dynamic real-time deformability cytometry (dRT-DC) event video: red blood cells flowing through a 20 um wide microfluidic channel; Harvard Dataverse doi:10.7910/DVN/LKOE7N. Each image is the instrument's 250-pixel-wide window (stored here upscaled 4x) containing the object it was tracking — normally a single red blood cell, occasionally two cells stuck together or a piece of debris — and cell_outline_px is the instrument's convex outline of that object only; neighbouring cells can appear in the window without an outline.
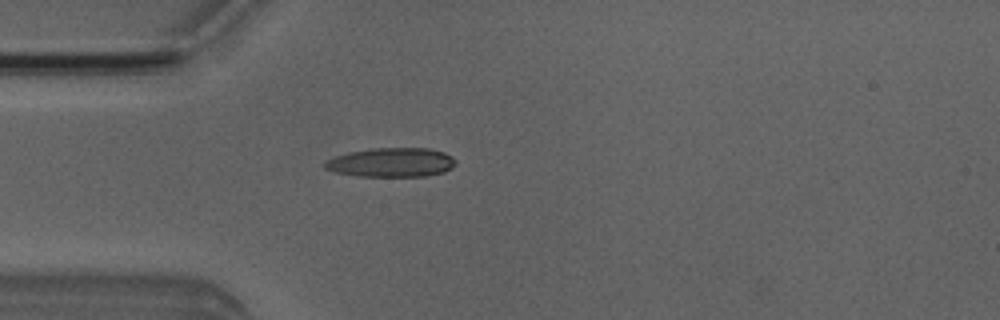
{"species": "Egyptian fruit bat (a non-hibernating species)", "species_latin": "Rousettus aegyptiacus", "temperature_condition": "room temperature", "stored_images_in_passage": 3, "camera_frame_rate_fps": 3000, "um_per_image_px": 0.085, "animal": {"sex": "male"}, "frame": {"image": 1, "passage_image": 3, "time_ms": 2.333, "image_size_px": [1000, 320], "cell_outline_px": [[456, 164], [452, 168], [444, 172], [428, 176], [360, 176], [336, 172], [324, 168], [324, 160], [348, 152], [372, 148], [428, 148], [444, 152], [452, 156], [456, 160]], "centroid_in_image_um": [33.29, 13.8], "position_along_channel_um": 51.7, "area_um2": 22.37}}